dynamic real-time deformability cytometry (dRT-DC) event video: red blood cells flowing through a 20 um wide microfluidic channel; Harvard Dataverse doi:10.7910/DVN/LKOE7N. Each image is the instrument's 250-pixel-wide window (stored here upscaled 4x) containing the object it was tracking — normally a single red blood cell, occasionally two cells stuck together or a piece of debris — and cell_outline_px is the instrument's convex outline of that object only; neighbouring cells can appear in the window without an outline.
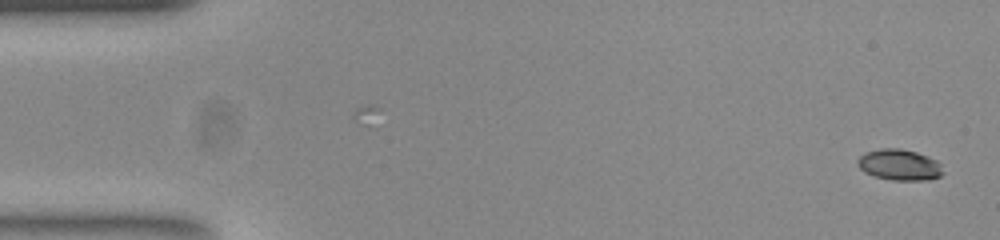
{"species": "common noctule bat (a hibernating species)", "species_latin": "Nyctalus noctula", "temperature_condition": "room temperature", "stored_images_in_passage": 53, "segment_of_instrument_passage": [1, 2], "camera_frame_rate_fps": 3000, "um_per_image_px": 0.085, "animal": {"sex": "female", "body_mass_g": 23.0, "forearm_length_mm": 53.4}, "frame": {"image": 1, "passage_image": 1, "time_ms": 0.0, "image_size_px": [1000, 240], "cell_outline_px": [[944, 172], [940, 176], [928, 180], [892, 180], [876, 176], [864, 172], [860, 168], [856, 160], [864, 152], [884, 148], [896, 148], [916, 152], [936, 160], [940, 164]], "centroid_in_image_um": [76.44, 14.01], "position_along_channel_um": 8.6, "area_um2": 15.32}}
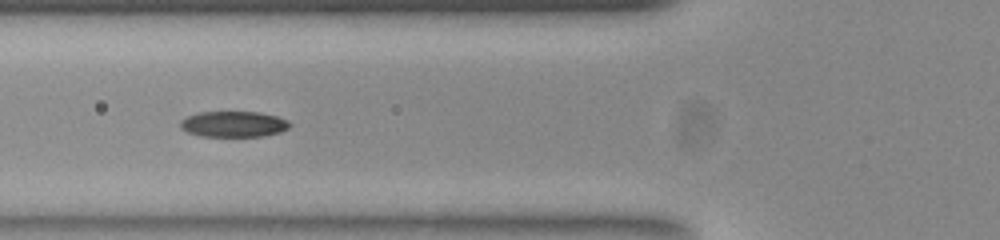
{"frame": {"image": 2, "passage_image": 19, "time_ms": 6.0, "image_size_px": [1000, 240], "cell_outline_px": [[292, 124], [288, 128], [280, 132], [264, 136], [200, 136], [188, 132], [180, 128], [180, 120], [188, 116], [200, 112], [260, 112], [276, 116], [288, 120]], "centroid_in_image_um": [19.87, 10.55], "position_along_channel_um": 105.9, "area_um2": 16.47}}
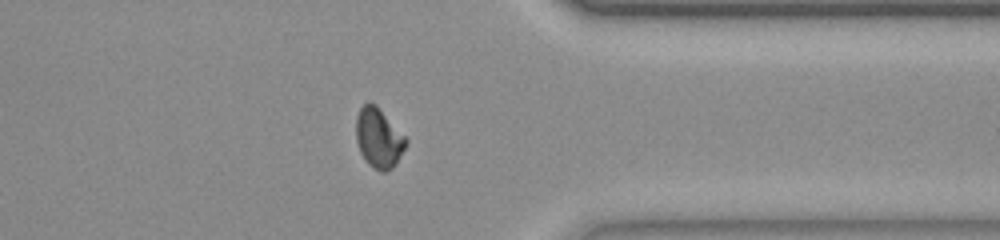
{"frame": {"image": 3, "passage_image": 41, "time_ms": 13.333, "image_size_px": [1000, 240], "cell_outline_px": [[408, 140], [396, 164], [388, 172], [380, 172], [368, 164], [360, 152], [356, 140], [356, 116], [360, 108], [368, 100], [376, 104]], "centroid_in_image_um": [32.17, 11.73], "position_along_channel_um": 379.2, "area_um2": 17.4}}